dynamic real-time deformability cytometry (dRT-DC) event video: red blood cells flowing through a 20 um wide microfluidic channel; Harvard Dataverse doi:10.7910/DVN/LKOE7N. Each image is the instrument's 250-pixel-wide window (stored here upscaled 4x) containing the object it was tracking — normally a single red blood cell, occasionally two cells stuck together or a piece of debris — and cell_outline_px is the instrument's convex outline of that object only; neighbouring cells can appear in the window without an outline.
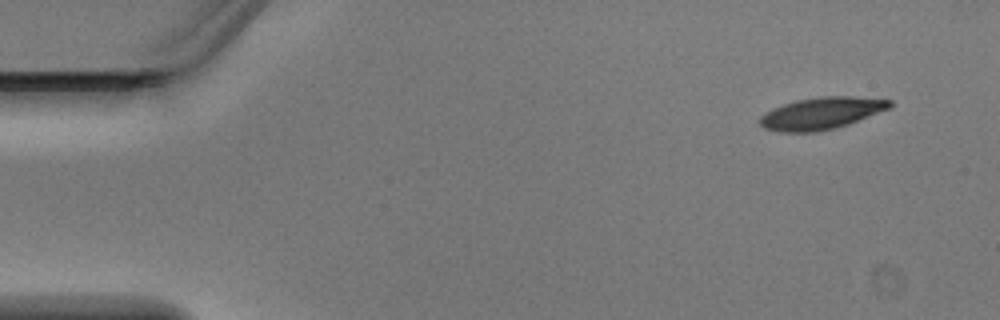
{"species": "Egyptian fruit bat (a non-hibernating species)", "species_latin": "Rousettus aegyptiacus", "temperature_condition": "warm", "stored_images_in_passage": 4, "segment_of_instrument_passage": [1, 2], "camera_frame_rate_fps": 3000, "um_per_image_px": 0.085, "animal": {"sex": "male"}, "frame": {"image": 1, "passage_image": 1, "time_ms": 0.0, "image_size_px": [1000, 320], "cell_outline_px": [[892, 104], [888, 108], [848, 124], [836, 128], [816, 132], [780, 132], [764, 128], [760, 124], [760, 116], [764, 112], [772, 108], [796, 100], [820, 96], [856, 96], [892, 100]], "centroid_in_image_um": [69.78, 9.62], "position_along_channel_um": 15.2, "area_um2": 24.16}}